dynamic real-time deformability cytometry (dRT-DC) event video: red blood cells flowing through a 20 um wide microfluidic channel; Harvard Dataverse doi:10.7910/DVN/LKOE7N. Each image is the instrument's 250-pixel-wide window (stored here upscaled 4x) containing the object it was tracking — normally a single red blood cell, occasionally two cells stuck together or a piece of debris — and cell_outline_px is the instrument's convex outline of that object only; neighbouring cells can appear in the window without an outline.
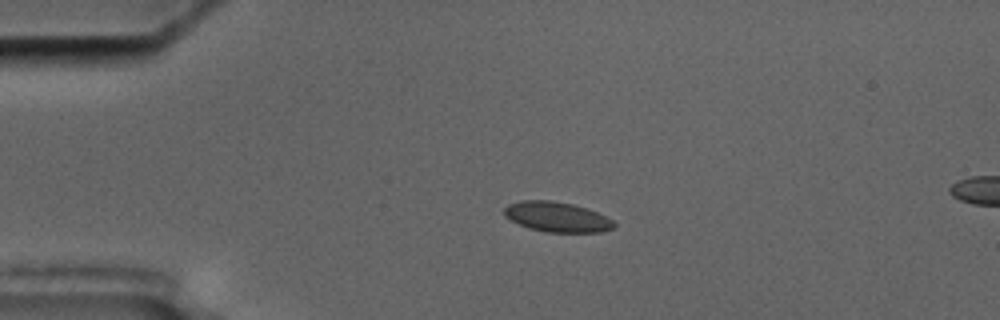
{"species": "common noctule bat (a hibernating species)", "species_latin": "Nyctalus noctula", "temperature_condition": "cold", "stored_images_in_passage": 3, "camera_frame_rate_fps": 3000, "um_per_image_px": 0.085, "animal": {"sex": "male", "body_mass_g": 17.5, "forearm_length_mm": 52.3}, "frame": {"image": 1, "passage_image": 1, "time_ms": 0.0, "image_size_px": [1000, 320], "cell_outline_px": [[616, 228], [600, 232], [544, 232], [528, 228], [504, 216], [504, 208], [508, 204], [520, 200], [552, 200], [572, 204], [588, 208], [612, 220], [616, 224]], "centroid_in_image_um": [47.34, 18.44], "position_along_channel_um": 37.7, "area_um2": 19.31}}